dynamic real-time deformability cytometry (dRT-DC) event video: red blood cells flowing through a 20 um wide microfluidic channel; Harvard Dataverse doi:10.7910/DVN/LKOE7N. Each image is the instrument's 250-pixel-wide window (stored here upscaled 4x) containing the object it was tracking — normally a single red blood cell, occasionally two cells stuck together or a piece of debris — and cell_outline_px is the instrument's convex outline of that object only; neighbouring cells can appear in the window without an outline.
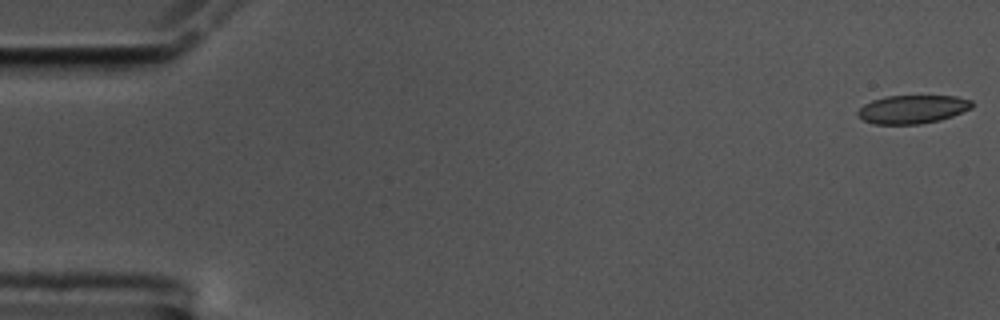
{"species": "common noctule bat (a hibernating species)", "species_latin": "Nyctalus noctula", "temperature_condition": "cold", "stored_images_in_passage": 58, "camera_frame_rate_fps": 3000, "um_per_image_px": 0.085, "animal": {"sex": "male", "body_mass_g": 17.5, "forearm_length_mm": 52.3}, "frame": {"image": 1, "passage_image": 1, "time_ms": 0.0, "image_size_px": [1000, 320], "cell_outline_px": [[972, 108], [952, 116], [940, 120], [920, 124], [876, 124], [864, 120], [856, 112], [864, 104], [872, 100], [884, 96], [956, 96], [972, 100]], "centroid_in_image_um": [77.57, 9.28], "position_along_channel_um": 7.4, "area_um2": 18.84}}
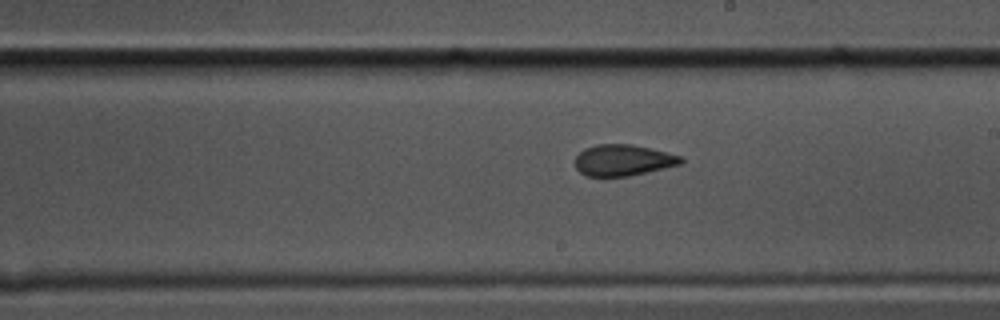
{"frame": {"image": 2, "passage_image": 33, "time_ms": 10.667, "image_size_px": [1000, 320], "cell_outline_px": [[684, 160], [680, 164], [628, 176], [584, 176], [576, 168], [576, 156], [584, 148], [596, 144], [632, 144], [684, 156]], "centroid_in_image_um": [52.95, 13.61], "position_along_channel_um": 236.0, "area_um2": 19.19}}
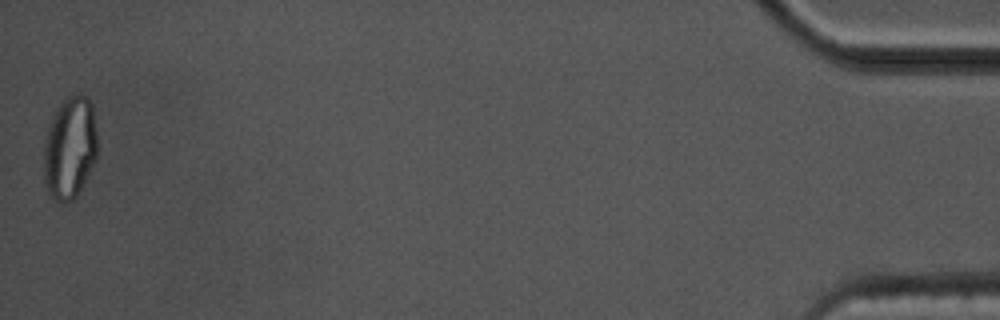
{"frame": {"image": 3, "passage_image": 58, "time_ms": 19.0, "image_size_px": [1000, 320], "cell_outline_px": [[96, 160], [76, 196], [72, 200], [64, 204], [60, 204], [52, 200], [44, 184], [44, 144], [48, 128], [52, 116], [56, 108], [68, 96], [88, 96], [92, 104], [96, 132]], "centroid_in_image_um": [5.91, 12.62], "position_along_channel_um": 429.3, "area_um2": 32.08}, "authors_computed_cell_mechanics": {"area_um2": 19.9699, "velocity_mm_per_s": 3.4538, "shape_relaxation_time_tau1_ms": null, "shape_relaxation_time_tau2_ms": 1.9217, "deformation_change_tau1": null, "deformation_change_tau2": 0.0827}}